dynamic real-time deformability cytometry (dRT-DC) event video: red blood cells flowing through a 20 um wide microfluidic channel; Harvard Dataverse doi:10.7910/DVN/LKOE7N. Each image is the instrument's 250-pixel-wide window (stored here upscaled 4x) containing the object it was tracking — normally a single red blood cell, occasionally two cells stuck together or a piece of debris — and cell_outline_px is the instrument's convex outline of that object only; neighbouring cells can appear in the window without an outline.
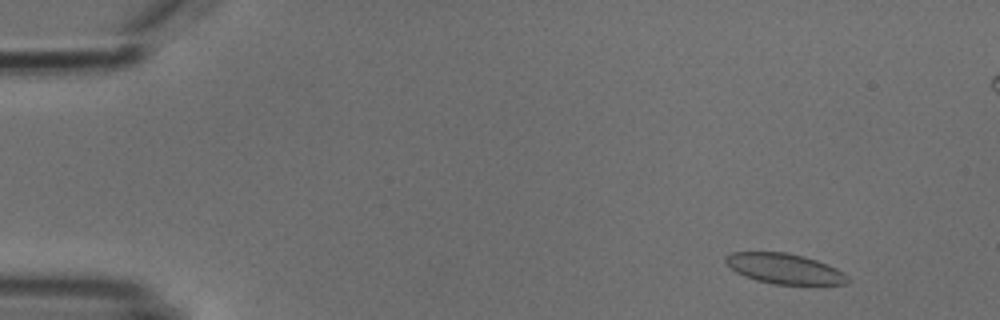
{"species": "common noctule bat (a hibernating species)", "species_latin": "Nyctalus noctula", "temperature_condition": "cold", "stored_images_in_passage": 5, "camera_frame_rate_fps": 3000, "um_per_image_px": 0.085, "animal": {"sex": "male", "body_mass_g": 18.8}, "frame": {"image": 1, "passage_image": 1, "time_ms": 0.0, "image_size_px": [1000, 320], "cell_outline_px": [[848, 280], [844, 284], [776, 284], [756, 280], [744, 276], [736, 272], [724, 260], [724, 256], [732, 252], [788, 252], [804, 256], [828, 264], [836, 268], [848, 276]], "centroid_in_image_um": [66.66, 22.82], "position_along_channel_um": 18.3, "area_um2": 21.39}}